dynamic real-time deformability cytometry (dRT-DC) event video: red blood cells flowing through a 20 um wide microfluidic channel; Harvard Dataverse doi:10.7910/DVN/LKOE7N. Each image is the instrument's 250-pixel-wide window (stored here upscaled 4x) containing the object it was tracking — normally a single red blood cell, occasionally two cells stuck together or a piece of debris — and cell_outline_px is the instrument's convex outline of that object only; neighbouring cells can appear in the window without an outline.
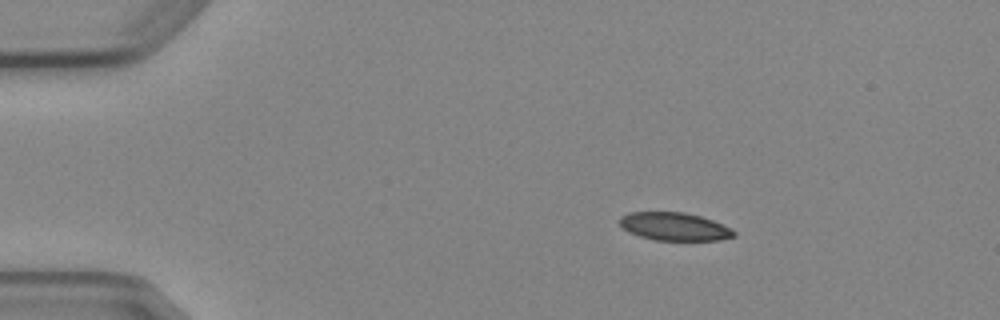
{"species": "Egyptian fruit bat (a non-hibernating species)", "species_latin": "Rousettus aegyptiacus", "temperature_condition": "cold", "stored_images_in_passage": 4, "camera_frame_rate_fps": 3000, "um_per_image_px": 0.085, "animal": {"sex": "female"}, "frame": {"image": 1, "passage_image": 2, "time_ms": 1.333, "image_size_px": [1000, 320], "cell_outline_px": [[736, 236], [720, 240], [656, 240], [640, 236], [628, 232], [620, 224], [620, 216], [628, 212], [684, 212], [700, 216], [712, 220], [732, 228], [736, 232]], "centroid_in_image_um": [57.34, 19.25], "position_along_channel_um": 27.7, "area_um2": 18.67}}